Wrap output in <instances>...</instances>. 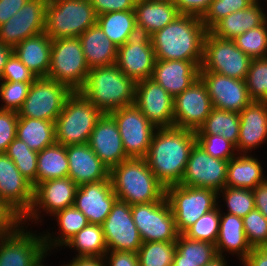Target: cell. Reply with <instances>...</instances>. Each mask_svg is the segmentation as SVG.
Wrapping results in <instances>:
<instances>
[{"label": "cell", "mask_w": 267, "mask_h": 266, "mask_svg": "<svg viewBox=\"0 0 267 266\" xmlns=\"http://www.w3.org/2000/svg\"><path fill=\"white\" fill-rule=\"evenodd\" d=\"M237 154L227 166L226 187L253 190L267 179L260 159L256 154Z\"/></svg>", "instance_id": "cell-32"}, {"label": "cell", "mask_w": 267, "mask_h": 266, "mask_svg": "<svg viewBox=\"0 0 267 266\" xmlns=\"http://www.w3.org/2000/svg\"><path fill=\"white\" fill-rule=\"evenodd\" d=\"M241 264L243 266H267V253L261 248H252Z\"/></svg>", "instance_id": "cell-59"}, {"label": "cell", "mask_w": 267, "mask_h": 266, "mask_svg": "<svg viewBox=\"0 0 267 266\" xmlns=\"http://www.w3.org/2000/svg\"><path fill=\"white\" fill-rule=\"evenodd\" d=\"M88 144L109 170L129 158L124 151L118 126L108 113L96 122Z\"/></svg>", "instance_id": "cell-24"}, {"label": "cell", "mask_w": 267, "mask_h": 266, "mask_svg": "<svg viewBox=\"0 0 267 266\" xmlns=\"http://www.w3.org/2000/svg\"><path fill=\"white\" fill-rule=\"evenodd\" d=\"M23 224V217L0 200V238L13 234Z\"/></svg>", "instance_id": "cell-53"}, {"label": "cell", "mask_w": 267, "mask_h": 266, "mask_svg": "<svg viewBox=\"0 0 267 266\" xmlns=\"http://www.w3.org/2000/svg\"><path fill=\"white\" fill-rule=\"evenodd\" d=\"M256 0H213L208 11L201 18L209 31L219 20L231 13L244 10Z\"/></svg>", "instance_id": "cell-47"}, {"label": "cell", "mask_w": 267, "mask_h": 266, "mask_svg": "<svg viewBox=\"0 0 267 266\" xmlns=\"http://www.w3.org/2000/svg\"><path fill=\"white\" fill-rule=\"evenodd\" d=\"M115 120L129 158H145L157 129L133 104L109 113Z\"/></svg>", "instance_id": "cell-14"}, {"label": "cell", "mask_w": 267, "mask_h": 266, "mask_svg": "<svg viewBox=\"0 0 267 266\" xmlns=\"http://www.w3.org/2000/svg\"><path fill=\"white\" fill-rule=\"evenodd\" d=\"M51 47L52 39L43 32L24 39L13 48V53L37 78L47 77L50 68Z\"/></svg>", "instance_id": "cell-30"}, {"label": "cell", "mask_w": 267, "mask_h": 266, "mask_svg": "<svg viewBox=\"0 0 267 266\" xmlns=\"http://www.w3.org/2000/svg\"><path fill=\"white\" fill-rule=\"evenodd\" d=\"M79 40L89 68L116 63L117 46L107 38L97 24L82 33Z\"/></svg>", "instance_id": "cell-34"}, {"label": "cell", "mask_w": 267, "mask_h": 266, "mask_svg": "<svg viewBox=\"0 0 267 266\" xmlns=\"http://www.w3.org/2000/svg\"><path fill=\"white\" fill-rule=\"evenodd\" d=\"M237 154H249L267 142V101H252L241 112Z\"/></svg>", "instance_id": "cell-25"}, {"label": "cell", "mask_w": 267, "mask_h": 266, "mask_svg": "<svg viewBox=\"0 0 267 266\" xmlns=\"http://www.w3.org/2000/svg\"><path fill=\"white\" fill-rule=\"evenodd\" d=\"M6 155L12 159L19 172L33 185L37 186V156L33 151L17 137L9 144Z\"/></svg>", "instance_id": "cell-41"}, {"label": "cell", "mask_w": 267, "mask_h": 266, "mask_svg": "<svg viewBox=\"0 0 267 266\" xmlns=\"http://www.w3.org/2000/svg\"><path fill=\"white\" fill-rule=\"evenodd\" d=\"M153 1H166V2H173L174 0H153Z\"/></svg>", "instance_id": "cell-65"}, {"label": "cell", "mask_w": 267, "mask_h": 266, "mask_svg": "<svg viewBox=\"0 0 267 266\" xmlns=\"http://www.w3.org/2000/svg\"><path fill=\"white\" fill-rule=\"evenodd\" d=\"M134 13L138 32L149 36L179 15L173 2L153 0H137Z\"/></svg>", "instance_id": "cell-31"}, {"label": "cell", "mask_w": 267, "mask_h": 266, "mask_svg": "<svg viewBox=\"0 0 267 266\" xmlns=\"http://www.w3.org/2000/svg\"><path fill=\"white\" fill-rule=\"evenodd\" d=\"M165 196L179 234H183L202 215L218 205V193L210 188L170 185L166 187Z\"/></svg>", "instance_id": "cell-8"}, {"label": "cell", "mask_w": 267, "mask_h": 266, "mask_svg": "<svg viewBox=\"0 0 267 266\" xmlns=\"http://www.w3.org/2000/svg\"><path fill=\"white\" fill-rule=\"evenodd\" d=\"M79 92L103 114L135 103L136 82L116 64L90 68Z\"/></svg>", "instance_id": "cell-3"}, {"label": "cell", "mask_w": 267, "mask_h": 266, "mask_svg": "<svg viewBox=\"0 0 267 266\" xmlns=\"http://www.w3.org/2000/svg\"><path fill=\"white\" fill-rule=\"evenodd\" d=\"M13 54V48L0 42V79L8 59Z\"/></svg>", "instance_id": "cell-61"}, {"label": "cell", "mask_w": 267, "mask_h": 266, "mask_svg": "<svg viewBox=\"0 0 267 266\" xmlns=\"http://www.w3.org/2000/svg\"><path fill=\"white\" fill-rule=\"evenodd\" d=\"M255 1L244 10L229 14L219 20L209 31L216 37L222 39H235L246 31L262 25L267 20L264 5Z\"/></svg>", "instance_id": "cell-29"}, {"label": "cell", "mask_w": 267, "mask_h": 266, "mask_svg": "<svg viewBox=\"0 0 267 266\" xmlns=\"http://www.w3.org/2000/svg\"><path fill=\"white\" fill-rule=\"evenodd\" d=\"M34 187L6 153H0V200L24 217L33 205Z\"/></svg>", "instance_id": "cell-22"}, {"label": "cell", "mask_w": 267, "mask_h": 266, "mask_svg": "<svg viewBox=\"0 0 267 266\" xmlns=\"http://www.w3.org/2000/svg\"><path fill=\"white\" fill-rule=\"evenodd\" d=\"M66 266H106L104 257H72Z\"/></svg>", "instance_id": "cell-60"}, {"label": "cell", "mask_w": 267, "mask_h": 266, "mask_svg": "<svg viewBox=\"0 0 267 266\" xmlns=\"http://www.w3.org/2000/svg\"><path fill=\"white\" fill-rule=\"evenodd\" d=\"M228 162L212 157L196 142L180 185L210 188L218 193L226 186Z\"/></svg>", "instance_id": "cell-15"}, {"label": "cell", "mask_w": 267, "mask_h": 266, "mask_svg": "<svg viewBox=\"0 0 267 266\" xmlns=\"http://www.w3.org/2000/svg\"><path fill=\"white\" fill-rule=\"evenodd\" d=\"M137 0H90L96 15L114 11L134 10Z\"/></svg>", "instance_id": "cell-54"}, {"label": "cell", "mask_w": 267, "mask_h": 266, "mask_svg": "<svg viewBox=\"0 0 267 266\" xmlns=\"http://www.w3.org/2000/svg\"><path fill=\"white\" fill-rule=\"evenodd\" d=\"M224 205H220L222 201ZM218 206L227 207V213L236 215L238 217H245L250 211L255 209L253 191L250 189L224 187L218 192Z\"/></svg>", "instance_id": "cell-43"}, {"label": "cell", "mask_w": 267, "mask_h": 266, "mask_svg": "<svg viewBox=\"0 0 267 266\" xmlns=\"http://www.w3.org/2000/svg\"><path fill=\"white\" fill-rule=\"evenodd\" d=\"M199 69L195 62L156 59L151 78L175 98L199 78Z\"/></svg>", "instance_id": "cell-27"}, {"label": "cell", "mask_w": 267, "mask_h": 266, "mask_svg": "<svg viewBox=\"0 0 267 266\" xmlns=\"http://www.w3.org/2000/svg\"><path fill=\"white\" fill-rule=\"evenodd\" d=\"M196 142L214 158L229 161L237 155L235 146L220 135H196Z\"/></svg>", "instance_id": "cell-50"}, {"label": "cell", "mask_w": 267, "mask_h": 266, "mask_svg": "<svg viewBox=\"0 0 267 266\" xmlns=\"http://www.w3.org/2000/svg\"><path fill=\"white\" fill-rule=\"evenodd\" d=\"M66 147L59 143L44 148L37 156V185L41 182L68 177Z\"/></svg>", "instance_id": "cell-38"}, {"label": "cell", "mask_w": 267, "mask_h": 266, "mask_svg": "<svg viewBox=\"0 0 267 266\" xmlns=\"http://www.w3.org/2000/svg\"><path fill=\"white\" fill-rule=\"evenodd\" d=\"M65 247L75 252L74 257H104L108 251L102 226L92 223L76 233L63 246L64 249Z\"/></svg>", "instance_id": "cell-39"}, {"label": "cell", "mask_w": 267, "mask_h": 266, "mask_svg": "<svg viewBox=\"0 0 267 266\" xmlns=\"http://www.w3.org/2000/svg\"><path fill=\"white\" fill-rule=\"evenodd\" d=\"M214 108L241 112L253 100L245 80L231 78L215 72H199Z\"/></svg>", "instance_id": "cell-21"}, {"label": "cell", "mask_w": 267, "mask_h": 266, "mask_svg": "<svg viewBox=\"0 0 267 266\" xmlns=\"http://www.w3.org/2000/svg\"><path fill=\"white\" fill-rule=\"evenodd\" d=\"M260 248L267 253V240Z\"/></svg>", "instance_id": "cell-63"}, {"label": "cell", "mask_w": 267, "mask_h": 266, "mask_svg": "<svg viewBox=\"0 0 267 266\" xmlns=\"http://www.w3.org/2000/svg\"><path fill=\"white\" fill-rule=\"evenodd\" d=\"M101 226L108 251H139L143 242L127 202L117 199Z\"/></svg>", "instance_id": "cell-16"}, {"label": "cell", "mask_w": 267, "mask_h": 266, "mask_svg": "<svg viewBox=\"0 0 267 266\" xmlns=\"http://www.w3.org/2000/svg\"><path fill=\"white\" fill-rule=\"evenodd\" d=\"M18 112L0 109V153L16 138Z\"/></svg>", "instance_id": "cell-52"}, {"label": "cell", "mask_w": 267, "mask_h": 266, "mask_svg": "<svg viewBox=\"0 0 267 266\" xmlns=\"http://www.w3.org/2000/svg\"><path fill=\"white\" fill-rule=\"evenodd\" d=\"M246 239L251 248H260L267 240V218L257 209L243 217Z\"/></svg>", "instance_id": "cell-49"}, {"label": "cell", "mask_w": 267, "mask_h": 266, "mask_svg": "<svg viewBox=\"0 0 267 266\" xmlns=\"http://www.w3.org/2000/svg\"><path fill=\"white\" fill-rule=\"evenodd\" d=\"M96 24L117 47L124 45L130 36L138 32L134 10L100 14Z\"/></svg>", "instance_id": "cell-37"}, {"label": "cell", "mask_w": 267, "mask_h": 266, "mask_svg": "<svg viewBox=\"0 0 267 266\" xmlns=\"http://www.w3.org/2000/svg\"><path fill=\"white\" fill-rule=\"evenodd\" d=\"M207 31L201 17L179 14L150 36L156 59L195 62L201 67Z\"/></svg>", "instance_id": "cell-2"}, {"label": "cell", "mask_w": 267, "mask_h": 266, "mask_svg": "<svg viewBox=\"0 0 267 266\" xmlns=\"http://www.w3.org/2000/svg\"><path fill=\"white\" fill-rule=\"evenodd\" d=\"M196 132L178 127L157 128L145 160L155 177L165 186L180 184Z\"/></svg>", "instance_id": "cell-1"}, {"label": "cell", "mask_w": 267, "mask_h": 266, "mask_svg": "<svg viewBox=\"0 0 267 266\" xmlns=\"http://www.w3.org/2000/svg\"><path fill=\"white\" fill-rule=\"evenodd\" d=\"M78 185L70 178L50 179L39 183L34 188L33 205L23 217V224L28 226L44 223L43 215L50 219L62 209L73 206ZM44 213V214H43ZM46 213V214H45ZM28 222V223H27ZM31 223V224H30Z\"/></svg>", "instance_id": "cell-11"}, {"label": "cell", "mask_w": 267, "mask_h": 266, "mask_svg": "<svg viewBox=\"0 0 267 266\" xmlns=\"http://www.w3.org/2000/svg\"><path fill=\"white\" fill-rule=\"evenodd\" d=\"M239 131V113L213 107L204 124L196 131V135H220L236 147Z\"/></svg>", "instance_id": "cell-40"}, {"label": "cell", "mask_w": 267, "mask_h": 266, "mask_svg": "<svg viewBox=\"0 0 267 266\" xmlns=\"http://www.w3.org/2000/svg\"><path fill=\"white\" fill-rule=\"evenodd\" d=\"M28 0H0V26L15 15Z\"/></svg>", "instance_id": "cell-57"}, {"label": "cell", "mask_w": 267, "mask_h": 266, "mask_svg": "<svg viewBox=\"0 0 267 266\" xmlns=\"http://www.w3.org/2000/svg\"><path fill=\"white\" fill-rule=\"evenodd\" d=\"M113 191L129 205L157 202L166 187L155 177L145 158H128L110 170Z\"/></svg>", "instance_id": "cell-4"}, {"label": "cell", "mask_w": 267, "mask_h": 266, "mask_svg": "<svg viewBox=\"0 0 267 266\" xmlns=\"http://www.w3.org/2000/svg\"><path fill=\"white\" fill-rule=\"evenodd\" d=\"M72 93L65 84L48 77H39L31 84L28 95L18 111V117L55 122L66 99Z\"/></svg>", "instance_id": "cell-10"}, {"label": "cell", "mask_w": 267, "mask_h": 266, "mask_svg": "<svg viewBox=\"0 0 267 266\" xmlns=\"http://www.w3.org/2000/svg\"><path fill=\"white\" fill-rule=\"evenodd\" d=\"M46 260H47V257L44 260H42L37 266H48L47 265L48 263H46V265H45Z\"/></svg>", "instance_id": "cell-64"}, {"label": "cell", "mask_w": 267, "mask_h": 266, "mask_svg": "<svg viewBox=\"0 0 267 266\" xmlns=\"http://www.w3.org/2000/svg\"><path fill=\"white\" fill-rule=\"evenodd\" d=\"M49 0H28L5 24L0 26V42L14 48L24 39L45 32Z\"/></svg>", "instance_id": "cell-19"}, {"label": "cell", "mask_w": 267, "mask_h": 266, "mask_svg": "<svg viewBox=\"0 0 267 266\" xmlns=\"http://www.w3.org/2000/svg\"><path fill=\"white\" fill-rule=\"evenodd\" d=\"M36 79L33 72L13 53L3 69L0 81L34 82Z\"/></svg>", "instance_id": "cell-51"}, {"label": "cell", "mask_w": 267, "mask_h": 266, "mask_svg": "<svg viewBox=\"0 0 267 266\" xmlns=\"http://www.w3.org/2000/svg\"><path fill=\"white\" fill-rule=\"evenodd\" d=\"M225 256L217 255L214 257L209 263L205 266H228L230 263L229 260ZM228 263V264H227Z\"/></svg>", "instance_id": "cell-62"}, {"label": "cell", "mask_w": 267, "mask_h": 266, "mask_svg": "<svg viewBox=\"0 0 267 266\" xmlns=\"http://www.w3.org/2000/svg\"><path fill=\"white\" fill-rule=\"evenodd\" d=\"M172 266H205L217 256L215 244L179 234Z\"/></svg>", "instance_id": "cell-36"}, {"label": "cell", "mask_w": 267, "mask_h": 266, "mask_svg": "<svg viewBox=\"0 0 267 266\" xmlns=\"http://www.w3.org/2000/svg\"><path fill=\"white\" fill-rule=\"evenodd\" d=\"M131 212L143 243L177 240L179 233L166 196L157 202L131 205Z\"/></svg>", "instance_id": "cell-12"}, {"label": "cell", "mask_w": 267, "mask_h": 266, "mask_svg": "<svg viewBox=\"0 0 267 266\" xmlns=\"http://www.w3.org/2000/svg\"><path fill=\"white\" fill-rule=\"evenodd\" d=\"M52 218L57 222L58 232H51L50 229L45 232L43 230L42 232L49 254L54 253L58 249L59 251L62 250L63 246L89 223L86 216L74 206L62 209L53 215L50 220Z\"/></svg>", "instance_id": "cell-33"}, {"label": "cell", "mask_w": 267, "mask_h": 266, "mask_svg": "<svg viewBox=\"0 0 267 266\" xmlns=\"http://www.w3.org/2000/svg\"><path fill=\"white\" fill-rule=\"evenodd\" d=\"M219 224L220 207L217 205L214 209L202 215L183 234L190 239L216 244Z\"/></svg>", "instance_id": "cell-45"}, {"label": "cell", "mask_w": 267, "mask_h": 266, "mask_svg": "<svg viewBox=\"0 0 267 266\" xmlns=\"http://www.w3.org/2000/svg\"><path fill=\"white\" fill-rule=\"evenodd\" d=\"M134 105L156 127H174V98L154 79L136 83Z\"/></svg>", "instance_id": "cell-20"}, {"label": "cell", "mask_w": 267, "mask_h": 266, "mask_svg": "<svg viewBox=\"0 0 267 266\" xmlns=\"http://www.w3.org/2000/svg\"><path fill=\"white\" fill-rule=\"evenodd\" d=\"M103 115L79 91L67 99L55 121L56 143L65 147L88 143L96 122Z\"/></svg>", "instance_id": "cell-5"}, {"label": "cell", "mask_w": 267, "mask_h": 266, "mask_svg": "<svg viewBox=\"0 0 267 266\" xmlns=\"http://www.w3.org/2000/svg\"><path fill=\"white\" fill-rule=\"evenodd\" d=\"M223 210L220 208V224L215 244L216 253L225 257H227V253L233 257L236 255L241 263L252 250L244 232L243 218Z\"/></svg>", "instance_id": "cell-28"}, {"label": "cell", "mask_w": 267, "mask_h": 266, "mask_svg": "<svg viewBox=\"0 0 267 266\" xmlns=\"http://www.w3.org/2000/svg\"><path fill=\"white\" fill-rule=\"evenodd\" d=\"M213 0H174L179 14L203 17Z\"/></svg>", "instance_id": "cell-55"}, {"label": "cell", "mask_w": 267, "mask_h": 266, "mask_svg": "<svg viewBox=\"0 0 267 266\" xmlns=\"http://www.w3.org/2000/svg\"><path fill=\"white\" fill-rule=\"evenodd\" d=\"M233 40L236 46L251 59L267 57V20Z\"/></svg>", "instance_id": "cell-44"}, {"label": "cell", "mask_w": 267, "mask_h": 266, "mask_svg": "<svg viewBox=\"0 0 267 266\" xmlns=\"http://www.w3.org/2000/svg\"><path fill=\"white\" fill-rule=\"evenodd\" d=\"M16 137L24 141L31 150L40 152L56 143L55 122L19 117Z\"/></svg>", "instance_id": "cell-35"}, {"label": "cell", "mask_w": 267, "mask_h": 266, "mask_svg": "<svg viewBox=\"0 0 267 266\" xmlns=\"http://www.w3.org/2000/svg\"><path fill=\"white\" fill-rule=\"evenodd\" d=\"M97 15L90 0H49L45 33L52 39L79 37L96 25Z\"/></svg>", "instance_id": "cell-6"}, {"label": "cell", "mask_w": 267, "mask_h": 266, "mask_svg": "<svg viewBox=\"0 0 267 266\" xmlns=\"http://www.w3.org/2000/svg\"><path fill=\"white\" fill-rule=\"evenodd\" d=\"M245 81L253 101H267V57L252 59Z\"/></svg>", "instance_id": "cell-46"}, {"label": "cell", "mask_w": 267, "mask_h": 266, "mask_svg": "<svg viewBox=\"0 0 267 266\" xmlns=\"http://www.w3.org/2000/svg\"><path fill=\"white\" fill-rule=\"evenodd\" d=\"M70 177L78 186L109 178L110 170L88 143L66 146Z\"/></svg>", "instance_id": "cell-26"}, {"label": "cell", "mask_w": 267, "mask_h": 266, "mask_svg": "<svg viewBox=\"0 0 267 266\" xmlns=\"http://www.w3.org/2000/svg\"><path fill=\"white\" fill-rule=\"evenodd\" d=\"M255 209L267 218V179L253 190Z\"/></svg>", "instance_id": "cell-58"}, {"label": "cell", "mask_w": 267, "mask_h": 266, "mask_svg": "<svg viewBox=\"0 0 267 266\" xmlns=\"http://www.w3.org/2000/svg\"><path fill=\"white\" fill-rule=\"evenodd\" d=\"M251 61L252 59L236 46L234 40L222 39L207 31L199 72H215L245 80Z\"/></svg>", "instance_id": "cell-9"}, {"label": "cell", "mask_w": 267, "mask_h": 266, "mask_svg": "<svg viewBox=\"0 0 267 266\" xmlns=\"http://www.w3.org/2000/svg\"><path fill=\"white\" fill-rule=\"evenodd\" d=\"M176 241L145 242L137 252L139 266H172Z\"/></svg>", "instance_id": "cell-42"}, {"label": "cell", "mask_w": 267, "mask_h": 266, "mask_svg": "<svg viewBox=\"0 0 267 266\" xmlns=\"http://www.w3.org/2000/svg\"><path fill=\"white\" fill-rule=\"evenodd\" d=\"M212 109L206 86L198 78L174 98V126L196 132Z\"/></svg>", "instance_id": "cell-18"}, {"label": "cell", "mask_w": 267, "mask_h": 266, "mask_svg": "<svg viewBox=\"0 0 267 266\" xmlns=\"http://www.w3.org/2000/svg\"><path fill=\"white\" fill-rule=\"evenodd\" d=\"M89 70L79 37L52 40L48 78L74 92L84 86Z\"/></svg>", "instance_id": "cell-7"}, {"label": "cell", "mask_w": 267, "mask_h": 266, "mask_svg": "<svg viewBox=\"0 0 267 266\" xmlns=\"http://www.w3.org/2000/svg\"><path fill=\"white\" fill-rule=\"evenodd\" d=\"M106 266H139L135 252L107 251L104 255Z\"/></svg>", "instance_id": "cell-56"}, {"label": "cell", "mask_w": 267, "mask_h": 266, "mask_svg": "<svg viewBox=\"0 0 267 266\" xmlns=\"http://www.w3.org/2000/svg\"><path fill=\"white\" fill-rule=\"evenodd\" d=\"M155 61V52L147 34L137 32L124 45L117 47L116 66L136 83L152 77Z\"/></svg>", "instance_id": "cell-17"}, {"label": "cell", "mask_w": 267, "mask_h": 266, "mask_svg": "<svg viewBox=\"0 0 267 266\" xmlns=\"http://www.w3.org/2000/svg\"><path fill=\"white\" fill-rule=\"evenodd\" d=\"M33 82L0 81V109L18 112Z\"/></svg>", "instance_id": "cell-48"}, {"label": "cell", "mask_w": 267, "mask_h": 266, "mask_svg": "<svg viewBox=\"0 0 267 266\" xmlns=\"http://www.w3.org/2000/svg\"><path fill=\"white\" fill-rule=\"evenodd\" d=\"M117 199L109 177L99 182L79 185L73 206L86 216L89 223L102 225Z\"/></svg>", "instance_id": "cell-23"}, {"label": "cell", "mask_w": 267, "mask_h": 266, "mask_svg": "<svg viewBox=\"0 0 267 266\" xmlns=\"http://www.w3.org/2000/svg\"><path fill=\"white\" fill-rule=\"evenodd\" d=\"M41 233L22 224L13 234L1 237L0 266H37L49 257Z\"/></svg>", "instance_id": "cell-13"}]
</instances>
